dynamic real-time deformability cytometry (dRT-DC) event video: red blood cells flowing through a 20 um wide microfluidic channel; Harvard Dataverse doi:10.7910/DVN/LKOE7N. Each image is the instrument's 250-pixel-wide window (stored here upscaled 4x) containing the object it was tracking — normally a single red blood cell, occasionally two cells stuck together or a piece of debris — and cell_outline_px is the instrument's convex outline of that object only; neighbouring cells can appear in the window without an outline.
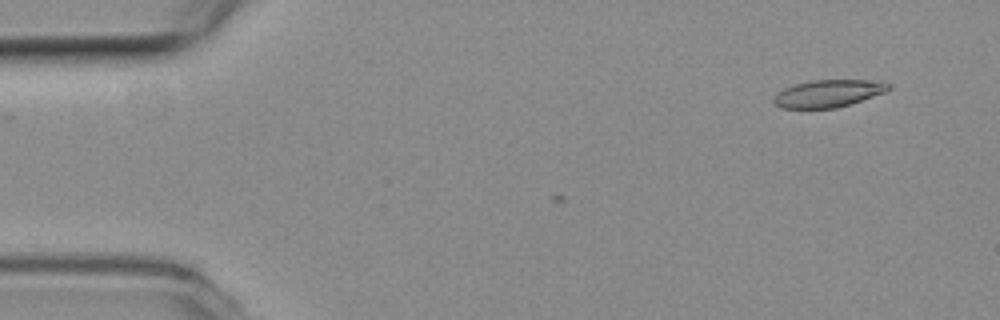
{"species": "common noctule bat (a hibernating species)", "species_latin": "Nyctalus noctula", "temperature_condition": "room temperature", "stored_images_in_passage": 4, "camera_frame_rate_fps": 3000, "um_per_image_px": 0.085, "animal": {"sex": "female", "body_mass_g": 19.3, "forearm_length_mm": 54.1}, "frame": {"image": 1, "passage_image": 1, "time_ms": 0.0, "image_size_px": [1000, 320], "cell_outline_px": [[892, 88], [884, 92], [836, 108], [780, 108], [772, 100], [784, 88], [796, 84], [812, 80], [880, 80], [892, 84]], "centroid_in_image_um": [70.44, 7.93], "position_along_channel_um": 14.6, "area_um2": 18.09}}